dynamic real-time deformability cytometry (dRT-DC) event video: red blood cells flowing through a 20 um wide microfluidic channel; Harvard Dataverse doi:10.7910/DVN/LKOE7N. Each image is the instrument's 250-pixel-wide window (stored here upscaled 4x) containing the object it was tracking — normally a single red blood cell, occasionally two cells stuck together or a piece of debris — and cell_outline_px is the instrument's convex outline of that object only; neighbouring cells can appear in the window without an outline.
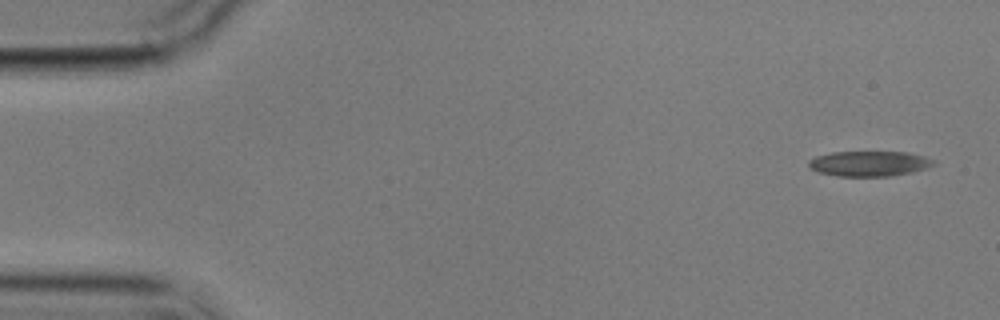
{"species": "common noctule bat (a hibernating species)", "species_latin": "Nyctalus noctula", "temperature_condition": "cold", "stored_images_in_passage": 3, "camera_frame_rate_fps": 3000, "um_per_image_px": 0.085, "animal": {"sex": "male", "body_mass_g": 17.9}, "frame": {"image": 1, "passage_image": 1, "time_ms": 0.0, "image_size_px": [1000, 320], "cell_outline_px": [[936, 164], [912, 172], [888, 176], [840, 176], [816, 172], [808, 164], [808, 160], [816, 156], [832, 152], [908, 152], [924, 156], [936, 160]], "centroid_in_image_um": [73.89, 13.9], "position_along_channel_um": 11.1, "area_um2": 18.32}}